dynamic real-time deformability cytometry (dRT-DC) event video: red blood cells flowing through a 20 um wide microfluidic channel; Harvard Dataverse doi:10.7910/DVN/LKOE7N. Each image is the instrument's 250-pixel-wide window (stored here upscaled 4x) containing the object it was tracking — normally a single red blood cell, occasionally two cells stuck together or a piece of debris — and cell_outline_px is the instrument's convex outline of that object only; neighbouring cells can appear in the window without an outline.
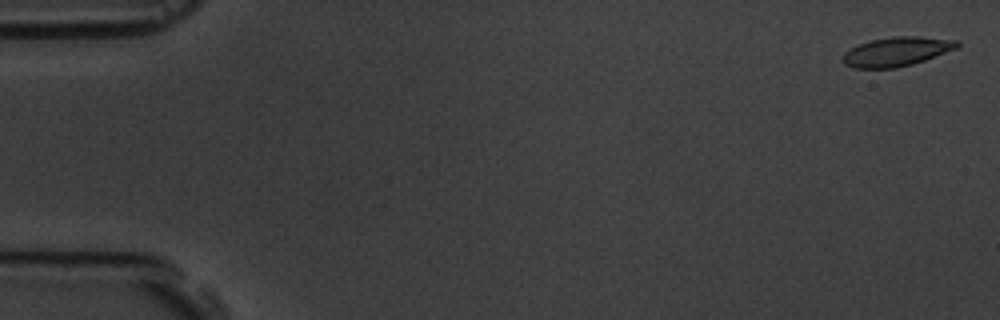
{"species": "common noctule bat (a hibernating species)", "species_latin": "Nyctalus noctula", "temperature_condition": "room temperature", "stored_images_in_passage": 6, "camera_frame_rate_fps": 3000, "um_per_image_px": 0.085, "animal": {"sex": "male", "body_mass_g": 19.5, "forearm_length_mm": 54.6}, "frame": {"image": 1, "passage_image": 1, "time_ms": 0.0, "image_size_px": [1000, 320], "cell_outline_px": [[960, 44], [956, 48], [924, 60], [912, 64], [896, 68], [856, 68], [844, 64], [840, 60], [844, 52], [860, 44], [872, 40], [892, 36], [916, 36], [960, 40]], "centroid_in_image_um": [76.2, 4.38], "position_along_channel_um": 8.8, "area_um2": 19.36}}
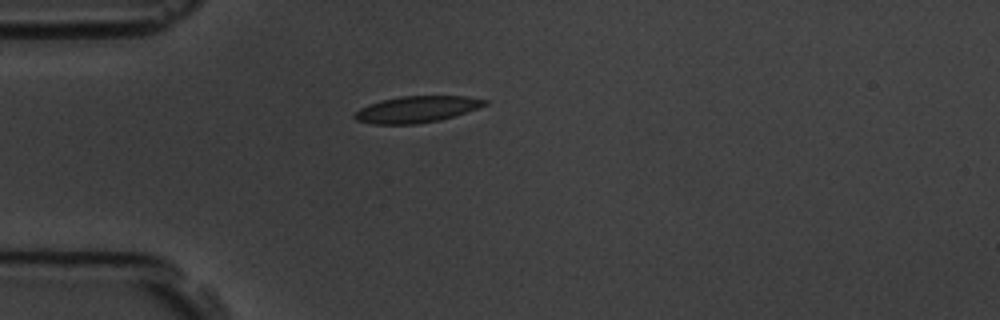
{"frame": {"image": 2, "passage_image": 5, "time_ms": 4.667, "image_size_px": [1000, 320], "cell_outline_px": [[488, 104], [440, 120], [416, 124], [372, 124], [356, 120], [352, 116], [360, 108], [368, 104], [380, 100], [400, 96], [468, 96], [488, 100]], "centroid_in_image_um": [35.38, 9.29], "position_along_channel_um": 49.6, "area_um2": 20.0}}